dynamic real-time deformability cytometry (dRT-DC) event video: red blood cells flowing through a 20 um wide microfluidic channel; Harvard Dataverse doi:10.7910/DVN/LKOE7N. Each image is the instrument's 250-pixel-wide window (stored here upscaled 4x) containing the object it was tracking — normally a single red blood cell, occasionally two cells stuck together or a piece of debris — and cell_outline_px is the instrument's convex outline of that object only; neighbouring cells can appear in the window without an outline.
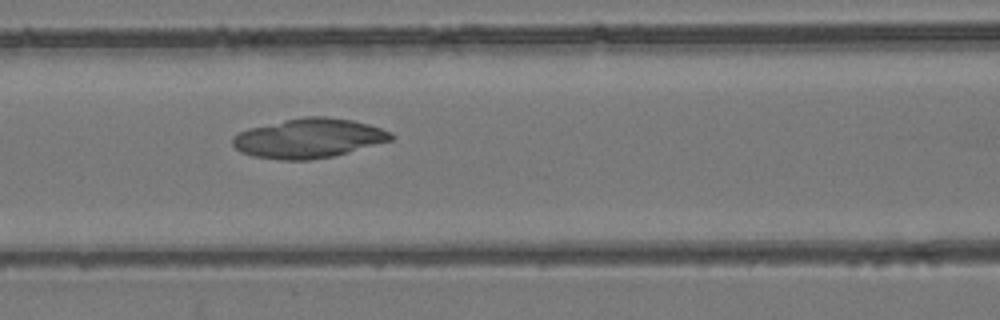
{"species": "common noctule bat (a hibernating species)", "species_latin": "Nyctalus noctula", "temperature_condition": "room temperature", "stored_images_in_passage": 28, "camera_frame_rate_fps": 3000, "um_per_image_px": 0.085, "animal": {"sex": "female", "body_mass_g": 24.6, "forearm_length_mm": 56.2}, "frame": {"image": 1, "passage_image": 24, "time_ms": 7.667, "image_size_px": [1000, 320], "cell_outline_px": [[396, 136], [392, 140], [348, 152], [332, 156], [308, 160], [280, 160], [252, 156], [240, 152], [232, 144], [232, 136], [248, 128], [284, 120], [304, 116], [324, 116], [352, 120], [368, 124], [392, 132]], "centroid_in_image_um": [26.22, 11.75], "position_along_channel_um": 140.4, "area_um2": 36.47}}